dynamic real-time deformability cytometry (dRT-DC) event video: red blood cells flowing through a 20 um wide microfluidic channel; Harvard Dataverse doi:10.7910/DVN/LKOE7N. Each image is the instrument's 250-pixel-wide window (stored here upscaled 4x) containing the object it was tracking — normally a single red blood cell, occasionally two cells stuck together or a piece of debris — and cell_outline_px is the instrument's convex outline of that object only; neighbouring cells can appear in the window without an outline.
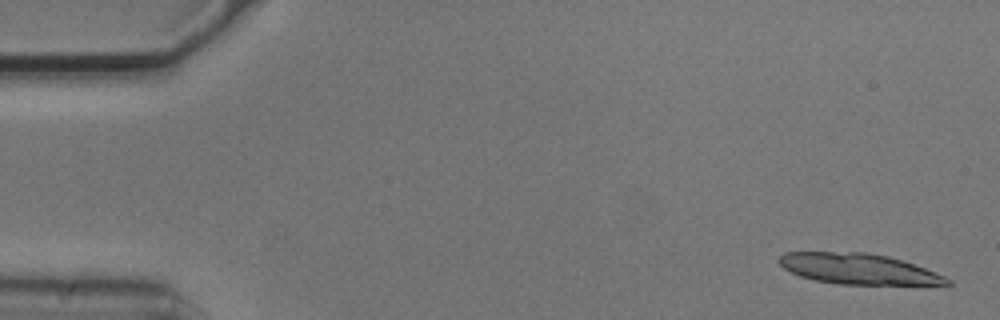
{"species": "common noctule bat (a hibernating species)", "species_latin": "Nyctalus noctula", "temperature_condition": "cold", "stored_images_in_passage": 5, "camera_frame_rate_fps": 3000, "um_per_image_px": 0.085, "animal": {"sex": "male", "body_mass_g": 20.5, "forearm_length_mm": 52.5}, "frame": {"image": 1, "passage_image": 1, "time_ms": 0.0, "image_size_px": [1000, 320], "cell_outline_px": [[952, 284], [840, 284], [816, 280], [800, 276], [784, 268], [776, 260], [784, 252], [864, 252], [888, 256], [936, 272], [952, 280]], "centroid_in_image_um": [72.93, 22.84], "position_along_channel_um": 12.1, "area_um2": 29.59}}